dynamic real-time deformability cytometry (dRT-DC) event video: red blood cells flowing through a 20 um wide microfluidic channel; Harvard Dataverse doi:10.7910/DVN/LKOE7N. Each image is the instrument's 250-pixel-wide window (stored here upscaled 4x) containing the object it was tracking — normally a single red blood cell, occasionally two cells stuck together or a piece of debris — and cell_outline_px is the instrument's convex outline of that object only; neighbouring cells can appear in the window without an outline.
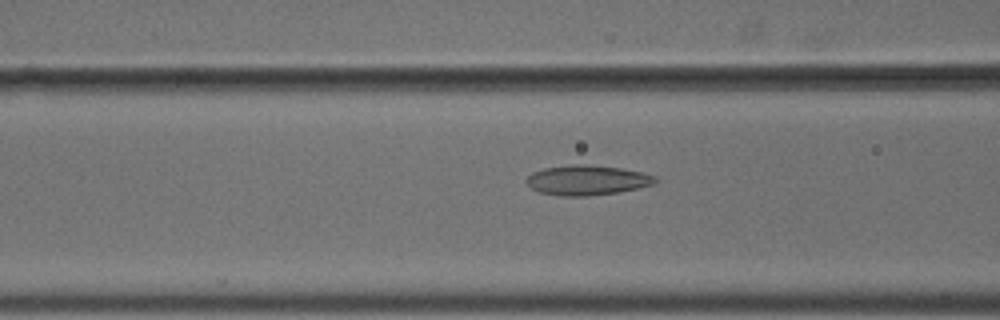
{"species": "common noctule bat (a hibernating species)", "species_latin": "Nyctalus noctula", "temperature_condition": "cold", "stored_images_in_passage": 55, "camera_frame_rate_fps": 3000, "um_per_image_px": 0.085, "animal": {"sex": "male", "body_mass_g": 18.8}, "frame": {"image": 1, "passage_image": 23, "time_ms": 7.333, "image_size_px": [1000, 320], "cell_outline_px": [[656, 180], [652, 184], [640, 188], [616, 192], [588, 196], [560, 196], [536, 192], [524, 180], [532, 172], [544, 168], [572, 164], [584, 164], [624, 168], [644, 172], [656, 176]], "centroid_in_image_um": [49.88, 15.31], "position_along_channel_um": 116.7, "area_um2": 22.66}}
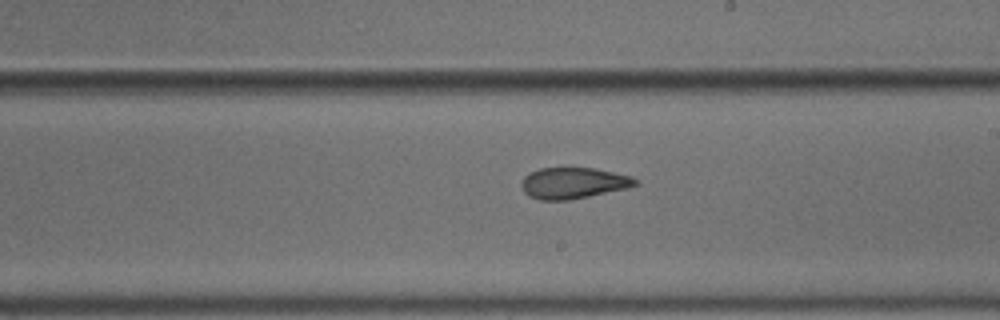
{"frame": {"image": 2, "passage_image": 33, "time_ms": 10.667, "image_size_px": [1000, 320], "cell_outline_px": [[640, 184], [628, 188], [568, 200], [540, 200], [528, 196], [524, 192], [520, 184], [524, 176], [528, 172], [540, 168], [596, 168], [632, 176], [640, 180]], "centroid_in_image_um": [48.74, 15.55], "position_along_channel_um": 240.3, "area_um2": 20.92}}
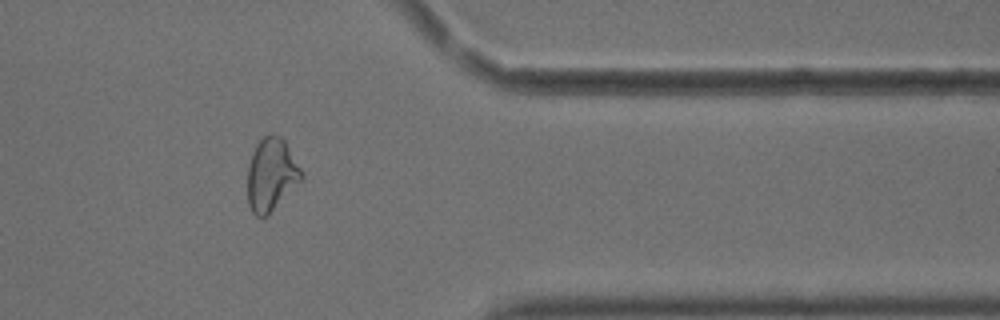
{"frame": {"image": 3, "passage_image": 46, "time_ms": 15.0, "image_size_px": [1000, 320], "cell_outline_px": [[304, 176], [264, 216], [256, 216], [252, 212], [248, 204], [248, 168], [252, 152], [256, 144], [264, 136], [280, 136], [284, 140], [300, 168]], "centroid_in_image_um": [23.02, 14.81], "position_along_channel_um": 388.4, "area_um2": 21.85}, "authors_computed_cell_mechanics": {"area_um2": 23.2934, "velocity_mm_per_s": 3.6958, "shape_relaxation_time_tau1_ms": 10.4962, "shape_relaxation_time_tau2_ms": 2.6353, "deformation_change_tau1": 0.1991, "deformation_change_tau2": 0.1025}}